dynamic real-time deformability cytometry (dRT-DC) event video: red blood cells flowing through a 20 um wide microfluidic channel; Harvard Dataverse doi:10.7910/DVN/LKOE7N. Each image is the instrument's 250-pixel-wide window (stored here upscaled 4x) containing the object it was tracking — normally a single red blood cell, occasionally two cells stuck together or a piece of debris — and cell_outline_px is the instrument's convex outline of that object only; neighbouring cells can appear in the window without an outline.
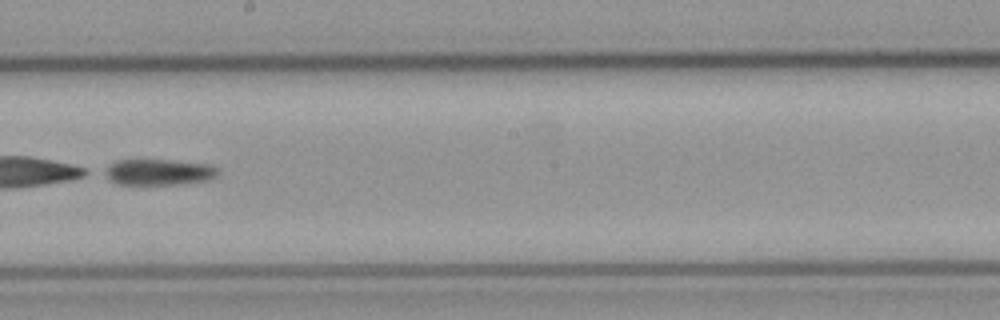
{"species": "common noctule bat (a hibernating species)", "species_latin": "Nyctalus noctula", "temperature_condition": "cold", "stored_images_in_passage": 5, "camera_frame_rate_fps": 3000, "um_per_image_px": 0.085, "animal": {"sex": "male", "body_mass_g": 23.1, "forearm_length_mm": 52.7}, "frame": {"image": 1, "passage_image": 5, "time_ms": 5.0, "image_size_px": [1000, 320], "cell_outline_px": [[216, 176], [208, 180], [184, 184], [116, 184], [100, 172], [116, 160], [168, 160], [212, 164], [216, 168]], "centroid_in_image_um": [13.45, 14.63], "position_along_channel_um": 234.7, "area_um2": 17.22}}